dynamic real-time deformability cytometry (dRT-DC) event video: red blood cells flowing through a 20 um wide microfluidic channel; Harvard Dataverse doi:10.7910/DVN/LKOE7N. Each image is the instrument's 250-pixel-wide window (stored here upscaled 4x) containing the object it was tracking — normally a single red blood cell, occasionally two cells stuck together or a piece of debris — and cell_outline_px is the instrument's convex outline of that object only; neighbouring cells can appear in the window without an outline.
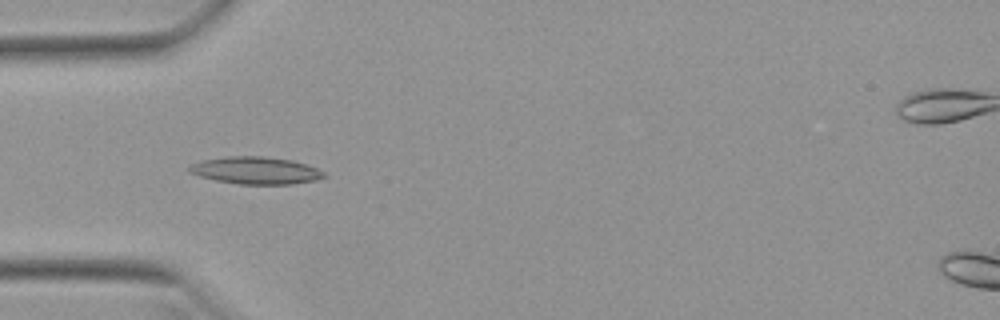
{"species": "Egyptian fruit bat (a non-hibernating species)", "species_latin": "Rousettus aegyptiacus", "temperature_condition": "warm", "stored_images_in_passage": 6, "camera_frame_rate_fps": 3000, "um_per_image_px": 0.085, "animal": {"sex": "female"}, "frame": {"image": 1, "passage_image": 3, "time_ms": 0.667, "image_size_px": [1000, 320], "cell_outline_px": [[328, 176], [316, 180], [292, 184], [240, 184], [216, 180], [200, 176], [188, 172], [188, 168], [192, 164], [204, 160], [228, 156], [264, 156], [292, 160], [316, 168], [324, 172]], "centroid_in_image_um": [21.76, 14.49], "position_along_channel_um": 63.2, "area_um2": 21.27}}